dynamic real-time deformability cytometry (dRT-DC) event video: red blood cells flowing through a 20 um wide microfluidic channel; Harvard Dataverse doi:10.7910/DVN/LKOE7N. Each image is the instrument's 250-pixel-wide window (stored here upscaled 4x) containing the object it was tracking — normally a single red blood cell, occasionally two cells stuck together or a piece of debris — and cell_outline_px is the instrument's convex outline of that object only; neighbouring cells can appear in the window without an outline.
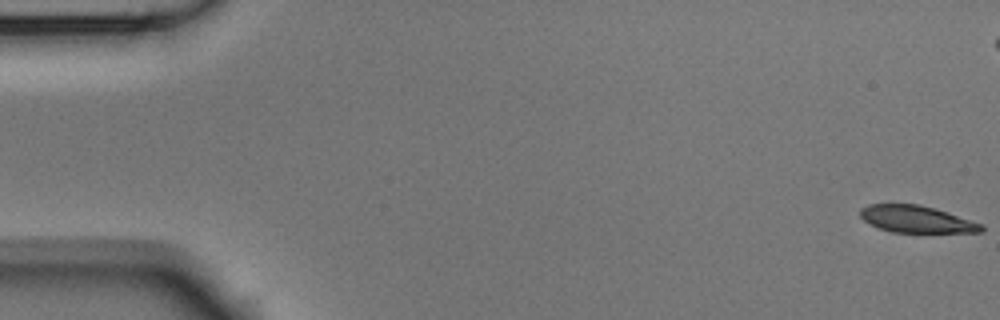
{"species": "Egyptian fruit bat (a non-hibernating species)", "species_latin": "Rousettus aegyptiacus", "temperature_condition": "room temperature", "stored_images_in_passage": 55, "camera_frame_rate_fps": 3000, "um_per_image_px": 0.085, "animal": {"sex": "male"}, "frame": {"image": 1, "passage_image": 1, "time_ms": 0.0, "image_size_px": [1000, 320], "cell_outline_px": [[984, 232], [892, 232], [868, 224], [860, 216], [860, 208], [868, 204], [920, 204], [936, 208], [984, 224]], "centroid_in_image_um": [77.91, 18.62], "position_along_channel_um": 7.1, "area_um2": 19.19}}
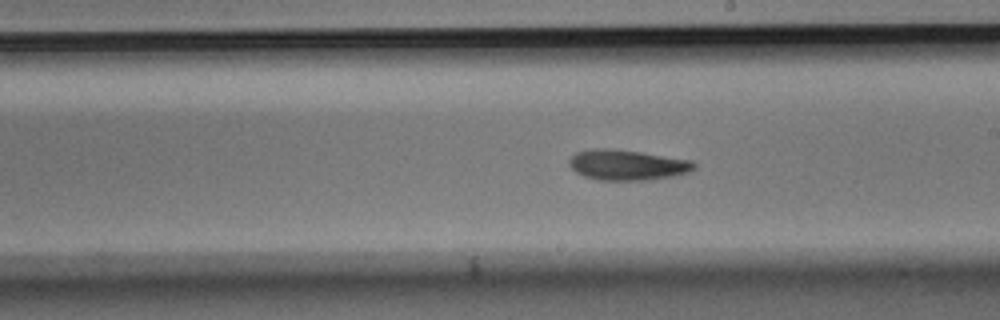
{"frame": {"image": 2, "passage_image": 31, "time_ms": 10.0, "image_size_px": [1000, 320], "cell_outline_px": [[696, 168], [688, 172], [672, 176], [648, 180], [596, 180], [584, 176], [576, 172], [568, 164], [568, 160], [576, 152], [592, 148], [608, 148], [640, 152], [692, 160], [696, 164]], "centroid_in_image_um": [53.29, 14.02], "position_along_channel_um": 235.7, "area_um2": 22.2}}
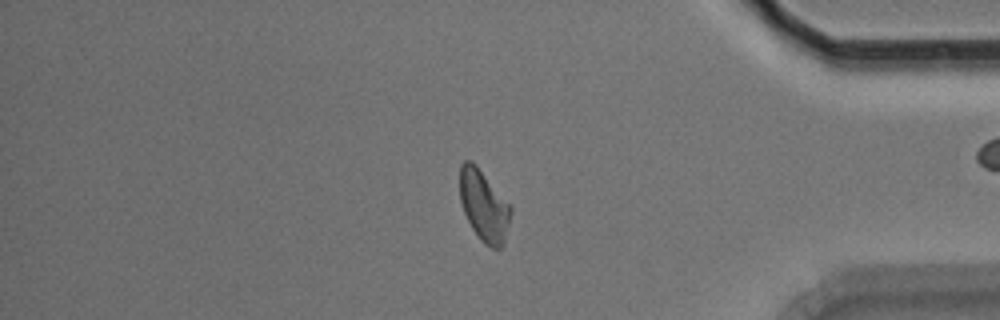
{"frame": {"image": 3, "passage_image": 46, "time_ms": 15.0, "image_size_px": [1000, 320], "cell_outline_px": [[512, 212], [504, 244], [500, 248], [492, 248], [484, 244], [480, 240], [472, 228], [464, 212], [460, 200], [460, 164], [464, 160], [472, 160], [476, 164], [512, 208]], "centroid_in_image_um": [41.13, 17.49], "position_along_channel_um": 394.1, "area_um2": 21.04}, "authors_computed_cell_mechanics": {"area_um2": 21.097, "velocity_mm_per_s": 3.7148, "shape_relaxation_time_tau1_ms": 5.6638, "shape_relaxation_time_tau2_ms": null, "deformation_change_tau1": 0.1581, "deformation_change_tau2": null}}